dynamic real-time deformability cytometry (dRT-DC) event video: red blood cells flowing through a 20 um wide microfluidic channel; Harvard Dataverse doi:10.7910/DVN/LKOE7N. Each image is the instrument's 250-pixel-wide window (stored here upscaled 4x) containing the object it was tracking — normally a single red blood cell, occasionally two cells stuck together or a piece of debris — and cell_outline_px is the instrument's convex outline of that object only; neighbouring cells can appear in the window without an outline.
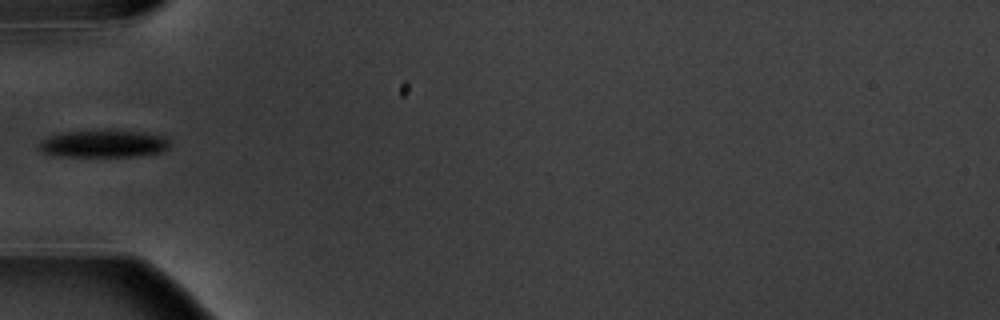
{"species": "common noctule bat (a hibernating species)", "species_latin": "Nyctalus noctula", "temperature_condition": "warm", "stored_images_in_passage": 6, "camera_frame_rate_fps": 3000, "um_per_image_px": 0.085, "animal": {"sex": "male", "body_mass_g": 20.1, "forearm_length_mm": 53.5}, "frame": {"image": 1, "passage_image": 6, "time_ms": 6.667, "image_size_px": [1000, 320], "cell_outline_px": [[172, 140], [168, 148], [160, 152], [140, 156], [56, 156], [44, 152], [36, 148], [36, 144], [40, 140], [48, 136], [68, 132], [104, 128], [108, 128], [140, 132], [164, 136]], "centroid_in_image_um": [8.8, 12.19], "position_along_channel_um": 76.2, "area_um2": 21.56}}